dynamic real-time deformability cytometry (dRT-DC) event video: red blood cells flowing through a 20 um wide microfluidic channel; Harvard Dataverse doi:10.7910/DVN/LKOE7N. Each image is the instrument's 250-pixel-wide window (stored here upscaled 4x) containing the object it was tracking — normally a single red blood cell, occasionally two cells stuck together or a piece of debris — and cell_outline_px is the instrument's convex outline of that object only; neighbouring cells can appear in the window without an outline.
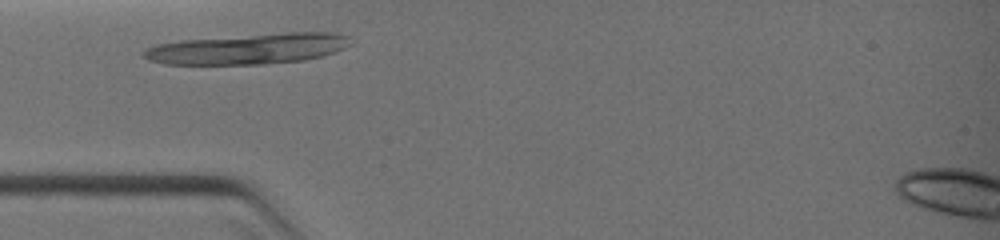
{"species": "common noctule bat (a hibernating species)", "species_latin": "Nyctalus noctula", "temperature_condition": "warm", "stored_images_in_passage": 26, "camera_frame_rate_fps": 3000, "um_per_image_px": 0.085, "animal": {"sex": "female", "body_mass_g": 19.0, "forearm_length_mm": 51.5}, "frame": {"image": 1, "passage_image": 1, "time_ms": 0.0, "image_size_px": [1000, 240], "cell_outline_px": [[352, 44], [344, 48], [320, 56], [304, 60], [260, 64], [164, 64], [148, 60], [144, 56], [144, 52], [148, 48], [156, 44], [184, 40], [288, 32], [332, 32], [348, 36]], "centroid_in_image_um": [21.13, 4.14], "position_along_channel_um": 63.9, "area_um2": 36.41}}
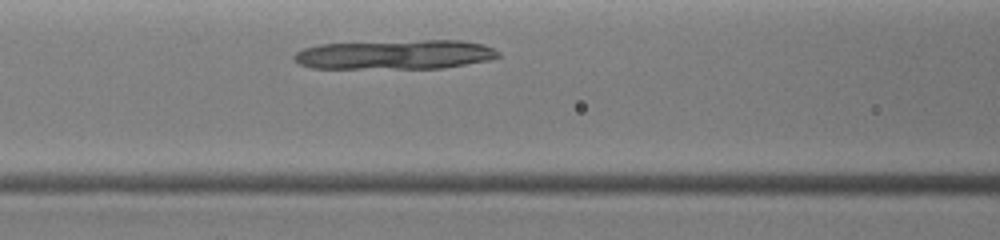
{"frame": {"image": 2, "passage_image": 6, "time_ms": 1.333, "image_size_px": [1000, 240], "cell_outline_px": [[500, 56], [492, 60], [440, 68], [312, 68], [300, 64], [292, 56], [296, 52], [304, 48], [320, 44], [424, 40], [460, 40], [484, 44], [500, 52]], "centroid_in_image_um": [33.63, 4.64], "position_along_channel_um": 133.0, "area_um2": 34.91}}
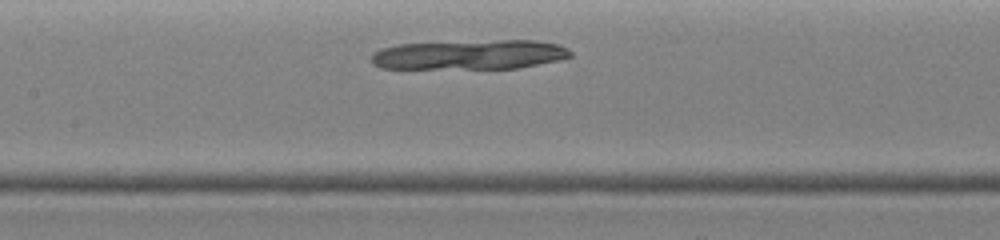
{"frame": {"image": 3, "passage_image": 9, "time_ms": 2.0, "image_size_px": [1000, 240], "cell_outline_px": [[572, 56], [556, 60], [520, 68], [380, 68], [372, 64], [372, 52], [380, 48], [400, 44], [500, 40], [536, 40], [556, 44], [568, 48], [572, 52]], "centroid_in_image_um": [39.91, 4.64], "position_along_channel_um": 167.5, "area_um2": 34.16}}